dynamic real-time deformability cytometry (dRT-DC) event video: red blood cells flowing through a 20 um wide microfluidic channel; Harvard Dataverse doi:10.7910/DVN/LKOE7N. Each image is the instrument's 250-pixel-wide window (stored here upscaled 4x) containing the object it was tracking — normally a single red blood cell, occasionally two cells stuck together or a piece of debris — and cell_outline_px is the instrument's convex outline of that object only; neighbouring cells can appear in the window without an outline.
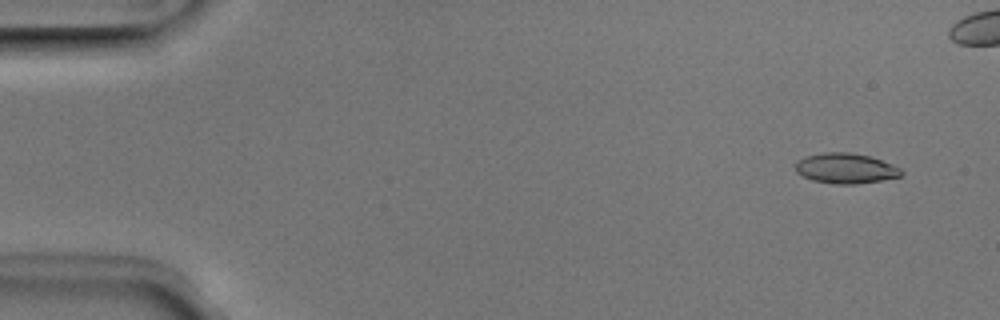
{"species": "Egyptian fruit bat (a non-hibernating species)", "species_latin": "Rousettus aegyptiacus", "temperature_condition": "room temperature", "stored_images_in_passage": 45, "camera_frame_rate_fps": 3000, "um_per_image_px": 0.085, "animal": {"sex": "male"}, "frame": {"image": 1, "passage_image": 3, "time_ms": 0.667, "image_size_px": [1000, 320], "cell_outline_px": [[904, 172], [900, 176], [880, 180], [856, 184], [836, 184], [812, 180], [796, 172], [796, 160], [804, 156], [824, 152], [848, 152], [868, 156], [880, 160], [900, 168]], "centroid_in_image_um": [71.84, 14.3], "position_along_channel_um": 13.2, "area_um2": 18.5}}
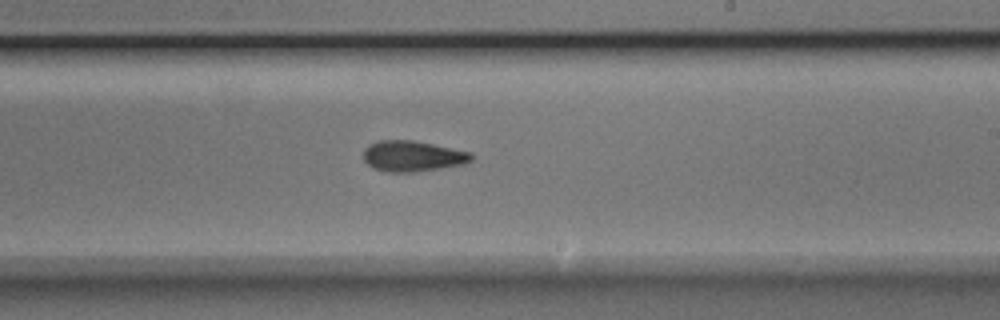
{"frame": {"image": 2, "passage_image": 30, "time_ms": 9.667, "image_size_px": [1000, 320], "cell_outline_px": [[472, 160], [464, 164], [440, 168], [412, 172], [388, 172], [372, 168], [364, 160], [364, 148], [368, 144], [380, 140], [412, 140], [472, 152]], "centroid_in_image_um": [35.05, 13.27], "position_along_channel_um": 254.0, "area_um2": 19.31}}
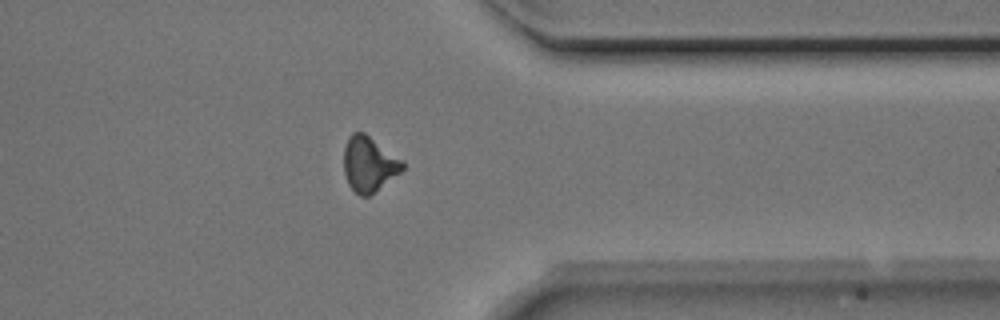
{"frame": {"image": 3, "passage_image": 40, "time_ms": 13.0, "image_size_px": [1000, 320], "cell_outline_px": [[404, 168], [400, 172], [368, 196], [360, 196], [348, 184], [344, 172], [344, 148], [348, 136], [352, 132], [364, 132], [404, 160]], "centroid_in_image_um": [31.36, 13.91], "position_along_channel_um": 380.0, "area_um2": 18.79}}